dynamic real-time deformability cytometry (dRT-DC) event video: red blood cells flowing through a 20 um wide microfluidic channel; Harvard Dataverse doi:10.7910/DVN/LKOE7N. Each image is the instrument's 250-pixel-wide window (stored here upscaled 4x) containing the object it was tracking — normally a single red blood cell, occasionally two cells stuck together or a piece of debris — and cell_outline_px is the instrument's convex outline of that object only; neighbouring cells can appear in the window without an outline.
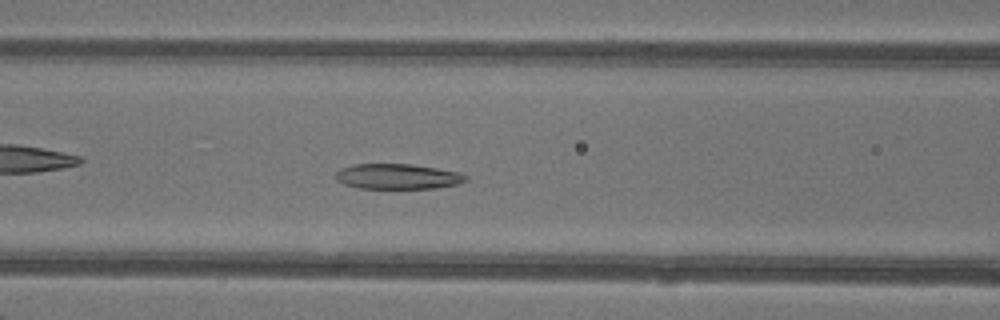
{"species": "common noctule bat (a hibernating species)", "species_latin": "Nyctalus noctula", "temperature_condition": "warm", "stored_images_in_passage": 46, "camera_frame_rate_fps": 3000, "um_per_image_px": 0.085, "animal": {"sex": "female"}, "frame": {"image": 1, "passage_image": 18, "time_ms": 5.667, "image_size_px": [1000, 320], "cell_outline_px": [[468, 180], [456, 184], [436, 188], [360, 188], [344, 184], [336, 180], [336, 172], [340, 168], [352, 164], [412, 164], [460, 172], [468, 176]], "centroid_in_image_um": [33.8, 14.99], "position_along_channel_um": 132.8, "area_um2": 19.19}}
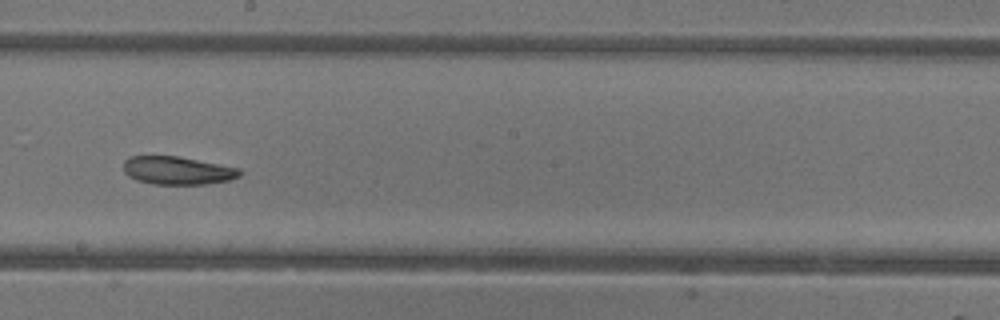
{"frame": {"image": 2, "passage_image": 25, "time_ms": 8.0, "image_size_px": [1000, 320], "cell_outline_px": [[240, 176], [228, 180], [204, 184], [152, 184], [136, 180], [128, 176], [124, 172], [124, 160], [128, 156], [176, 156], [240, 168]], "centroid_in_image_um": [15.04, 14.49], "position_along_channel_um": 233.2, "area_um2": 18.9}}
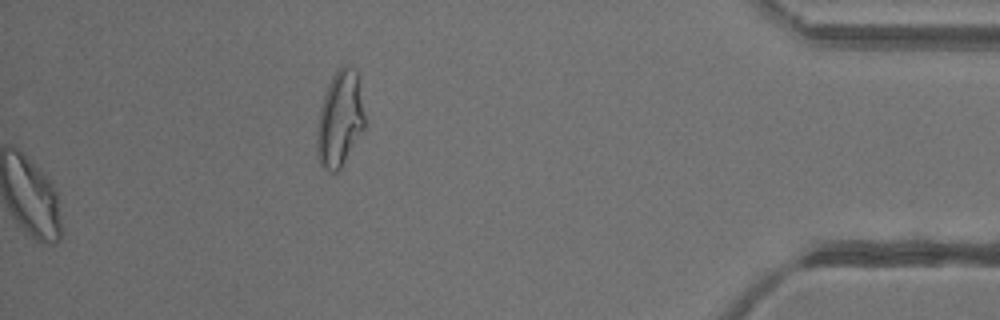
{"frame": {"image": 3, "passage_image": 46, "time_ms": 15.0, "image_size_px": [1000, 320], "cell_outline_px": [[364, 128], [340, 168], [336, 172], [328, 172], [320, 164], [316, 152], [316, 128], [320, 108], [324, 92], [332, 76], [344, 64], [348, 64], [356, 68], [364, 116]], "centroid_in_image_um": [28.85, 10.1], "position_along_channel_um": 406.4, "area_um2": 26.59}, "authors_computed_cell_mechanics": {"area_um2": 22.4842, "velocity_mm_per_s": 4.3112, "shape_relaxation_time_tau1_ms": null, "shape_relaxation_time_tau2_ms": 4.5816, "deformation_change_tau1": null, "deformation_change_tau2": 0.1183}}